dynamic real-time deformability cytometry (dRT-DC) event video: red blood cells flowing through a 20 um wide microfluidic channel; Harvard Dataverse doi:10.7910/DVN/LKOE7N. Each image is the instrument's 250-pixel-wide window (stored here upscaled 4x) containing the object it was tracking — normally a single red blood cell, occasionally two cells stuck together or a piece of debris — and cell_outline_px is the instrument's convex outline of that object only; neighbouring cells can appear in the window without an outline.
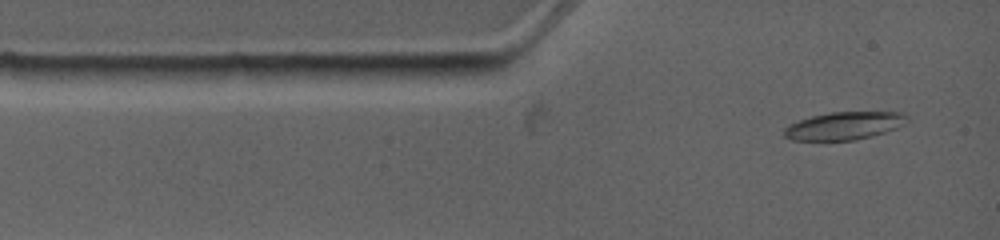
{"species": "common noctule bat (a hibernating species)", "species_latin": "Nyctalus noctula", "temperature_condition": "warm", "stored_images_in_passage": 3, "camera_frame_rate_fps": 4500, "um_per_image_px": 0.085, "animal": {"sex": "female", "body_mass_g": 19.0, "forearm_length_mm": 53.3}, "frame": {"image": 1, "passage_image": 1, "time_ms": 0.0, "image_size_px": [1000, 240], "cell_outline_px": [[908, 120], [904, 124], [896, 128], [872, 136], [856, 140], [792, 140], [784, 136], [784, 128], [788, 124], [812, 116], [832, 112], [904, 112], [908, 116]], "centroid_in_image_um": [71.77, 10.69], "position_along_channel_um": 13.2, "area_um2": 19.88}}
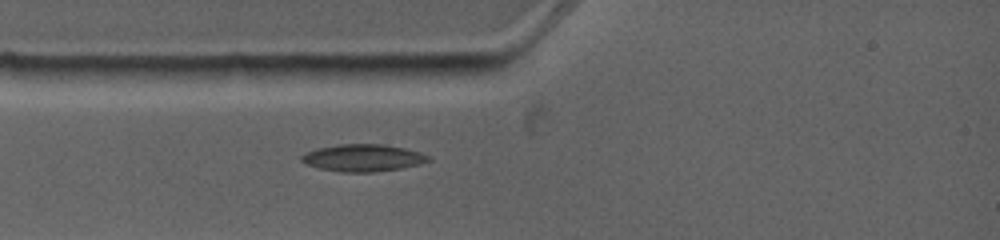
{"frame": {"image": 2, "passage_image": 3, "time_ms": 1.778, "image_size_px": [1000, 240], "cell_outline_px": [[432, 160], [420, 164], [400, 168], [376, 172], [340, 172], [320, 168], [304, 164], [300, 160], [300, 156], [304, 152], [316, 148], [336, 144], [380, 144], [404, 148], [420, 152], [428, 156]], "centroid_in_image_um": [30.8, 13.42], "position_along_channel_um": 54.2, "area_um2": 20.23}}